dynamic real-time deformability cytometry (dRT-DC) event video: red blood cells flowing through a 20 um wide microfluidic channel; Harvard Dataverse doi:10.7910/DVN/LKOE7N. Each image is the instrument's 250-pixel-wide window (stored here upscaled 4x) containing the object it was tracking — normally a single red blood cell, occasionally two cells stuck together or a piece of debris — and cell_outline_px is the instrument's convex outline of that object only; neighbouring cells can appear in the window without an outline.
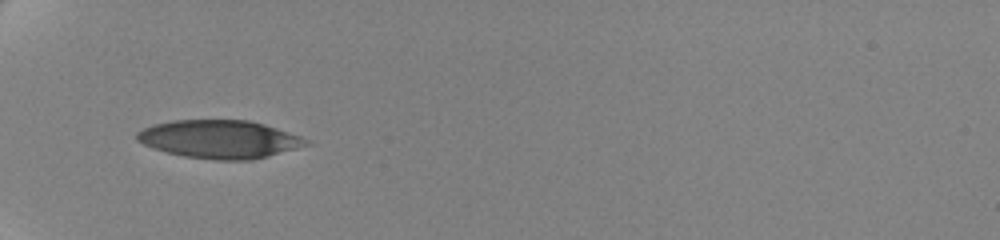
{"species": "human", "species_latin": "Homo sapiens", "temperature_condition": "cold", "stored_images_in_passage": 31, "camera_frame_rate_fps": 3000, "um_per_image_px": 0.085, "donor": {"sex": "female"}, "frame": {"image": 1, "passage_image": 12, "time_ms": 7.667, "image_size_px": [1000, 240], "cell_outline_px": [[312, 144], [268, 156], [252, 160], [216, 160], [184, 156], [152, 148], [136, 140], [136, 132], [144, 128], [156, 124], [172, 120], [248, 120], [264, 124], [300, 136], [308, 140]], "centroid_in_image_um": [18.66, 11.83], "position_along_channel_um": 66.3, "area_um2": 37.45}}
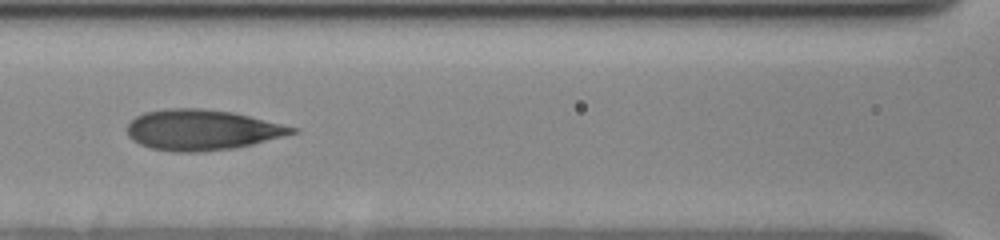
{"frame": {"image": 2, "passage_image": 19, "time_ms": 10.333, "image_size_px": [1000, 240], "cell_outline_px": [[300, 132], [252, 144], [232, 148], [200, 152], [172, 152], [152, 148], [140, 144], [132, 140], [128, 136], [128, 124], [136, 116], [144, 112], [168, 108], [200, 108], [232, 112], [300, 128]], "centroid_in_image_um": [17.17, 11.04], "position_along_channel_um": 149.4, "area_um2": 38.96}}
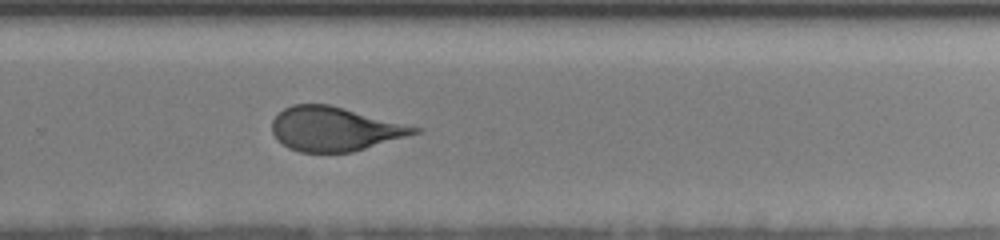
{"frame": {"image": 3, "passage_image": 31, "time_ms": 14.667, "image_size_px": [1000, 240], "cell_outline_px": [[424, 128], [420, 132], [352, 152], [300, 152], [288, 148], [272, 132], [272, 120], [284, 108], [292, 104], [328, 104]], "centroid_in_image_um": [28.46, 10.95], "position_along_channel_um": 301.3, "area_um2": 36.3}}